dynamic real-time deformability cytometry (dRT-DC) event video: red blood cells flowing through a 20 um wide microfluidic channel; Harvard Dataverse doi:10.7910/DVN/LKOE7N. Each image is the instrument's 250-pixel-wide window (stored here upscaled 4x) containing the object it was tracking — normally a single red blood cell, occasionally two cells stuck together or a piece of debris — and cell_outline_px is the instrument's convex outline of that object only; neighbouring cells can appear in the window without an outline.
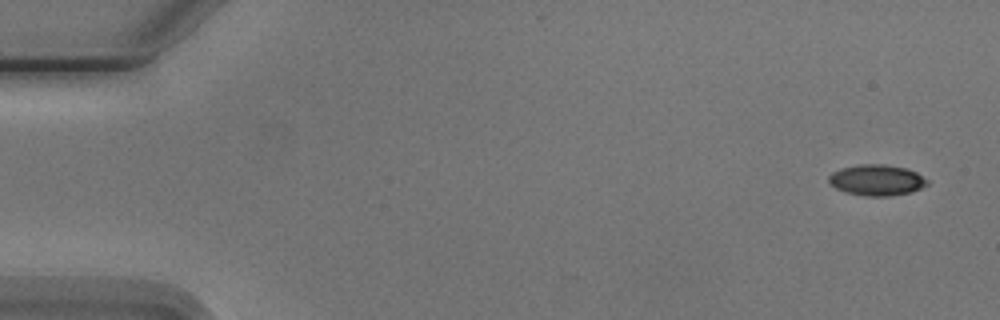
{"species": "Egyptian fruit bat (a non-hibernating species)", "species_latin": "Rousettus aegyptiacus", "temperature_condition": "cold", "stored_images_in_passage": 5, "camera_frame_rate_fps": 3000, "um_per_image_px": 0.085, "animal": {"sex": "male"}, "frame": {"image": 1, "passage_image": 1, "time_ms": 0.0, "image_size_px": [1000, 320], "cell_outline_px": [[928, 184], [912, 192], [888, 196], [868, 196], [844, 192], [836, 188], [828, 180], [828, 176], [832, 172], [840, 168], [860, 164], [884, 164], [904, 168], [916, 172], [928, 180]], "centroid_in_image_um": [74.51, 15.3], "position_along_channel_um": 10.5, "area_um2": 17.69}}
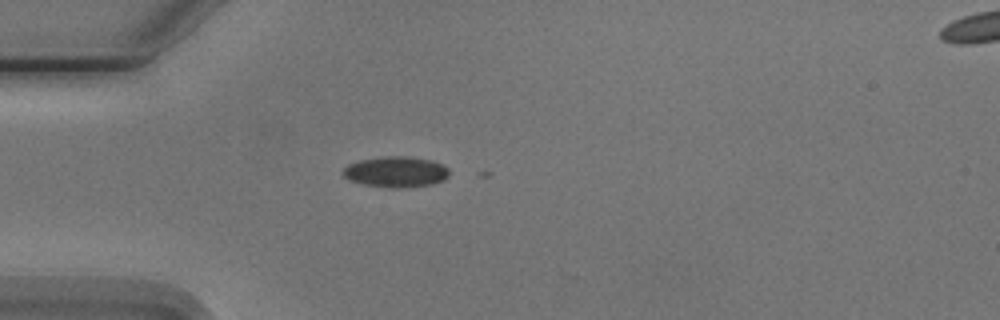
{"frame": {"image": 2, "passage_image": 4, "time_ms": 4.333, "image_size_px": [1000, 320], "cell_outline_px": [[448, 176], [444, 180], [432, 184], [404, 188], [392, 188], [364, 184], [352, 180], [344, 176], [340, 172], [348, 164], [360, 160], [384, 156], [408, 156], [432, 160], [444, 164], [448, 168]], "centroid_in_image_um": [33.68, 14.6], "position_along_channel_um": 51.3, "area_um2": 19.13}}